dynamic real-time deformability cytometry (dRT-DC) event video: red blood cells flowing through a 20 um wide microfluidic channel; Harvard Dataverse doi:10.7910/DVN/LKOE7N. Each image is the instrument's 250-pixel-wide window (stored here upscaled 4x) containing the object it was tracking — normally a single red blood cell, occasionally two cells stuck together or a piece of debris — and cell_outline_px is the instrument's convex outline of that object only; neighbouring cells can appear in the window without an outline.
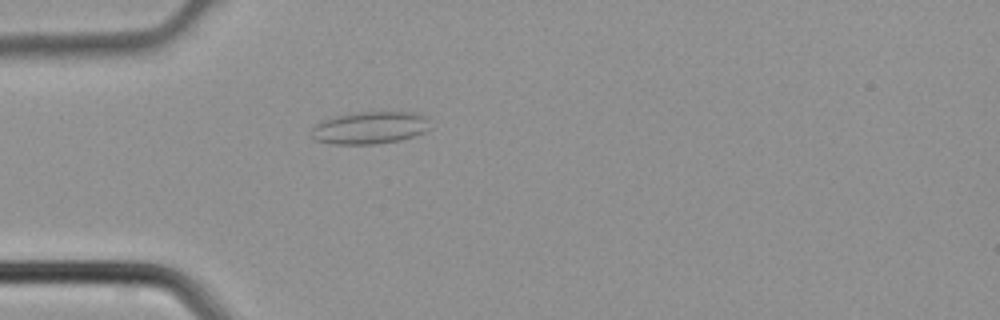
{"species": "common noctule bat (a hibernating species)", "species_latin": "Nyctalus noctula", "temperature_condition": "cold", "stored_images_in_passage": 1, "camera_frame_rate_fps": 3000, "um_per_image_px": 0.085, "animal": {"sex": "male", "body_mass_g": 21.5, "forearm_length_mm": 52.0}, "frame": {"image": 1, "passage_image": 1, "time_ms": 0.0, "image_size_px": [1000, 320], "cell_outline_px": [[432, 128], [424, 132], [400, 140], [372, 144], [332, 144], [316, 140], [312, 136], [312, 128], [316, 124], [324, 120], [336, 116], [360, 112], [416, 112], [428, 116]], "centroid_in_image_um": [31.51, 10.85], "position_along_channel_um": 53.5, "area_um2": 22.43}}